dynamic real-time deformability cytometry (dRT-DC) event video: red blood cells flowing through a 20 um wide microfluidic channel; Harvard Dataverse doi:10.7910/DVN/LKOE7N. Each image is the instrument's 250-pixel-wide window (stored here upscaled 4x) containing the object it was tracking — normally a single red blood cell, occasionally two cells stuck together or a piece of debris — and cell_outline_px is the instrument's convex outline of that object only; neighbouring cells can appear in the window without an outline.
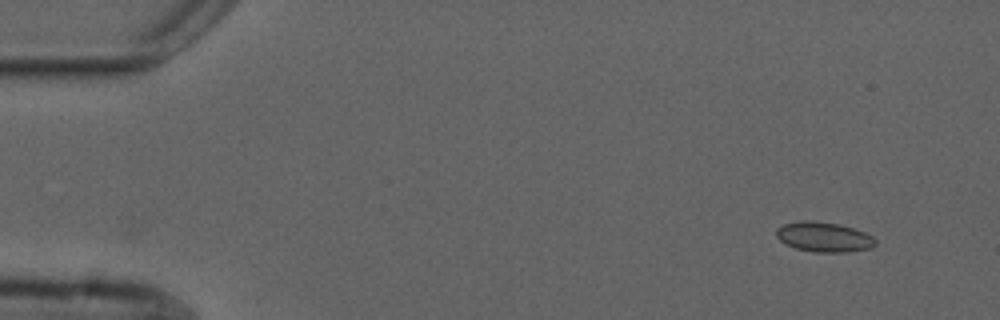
{"species": "common noctule bat (a hibernating species)", "species_latin": "Nyctalus noctula", "temperature_condition": "cold", "stored_images_in_passage": 5, "camera_frame_rate_fps": 3000, "um_per_image_px": 0.085, "animal": {"sex": "male", "forearm_length_mm": 52.5}, "frame": {"image": 1, "passage_image": 1, "time_ms": 0.0, "image_size_px": [1000, 320], "cell_outline_px": [[876, 244], [872, 248], [848, 252], [816, 252], [796, 248], [780, 240], [776, 236], [776, 228], [784, 224], [800, 220], [812, 220], [840, 224], [864, 232], [872, 236], [876, 240]], "centroid_in_image_um": [70.04, 20.13], "position_along_channel_um": 15.0, "area_um2": 17.28}}
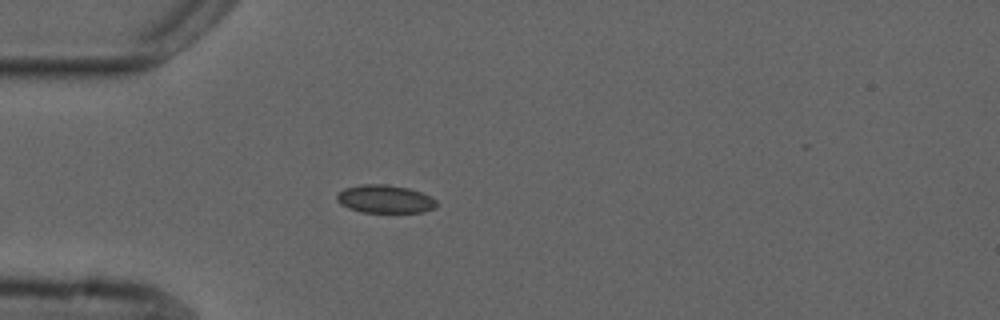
{"frame": {"image": 2, "passage_image": 4, "time_ms": 3.667, "image_size_px": [1000, 320], "cell_outline_px": [[436, 208], [424, 212], [360, 212], [348, 208], [340, 204], [336, 200], [336, 196], [344, 188], [360, 184], [388, 184], [408, 188], [420, 192], [436, 200]], "centroid_in_image_um": [32.69, 16.92], "position_along_channel_um": 52.3, "area_um2": 16.36}}